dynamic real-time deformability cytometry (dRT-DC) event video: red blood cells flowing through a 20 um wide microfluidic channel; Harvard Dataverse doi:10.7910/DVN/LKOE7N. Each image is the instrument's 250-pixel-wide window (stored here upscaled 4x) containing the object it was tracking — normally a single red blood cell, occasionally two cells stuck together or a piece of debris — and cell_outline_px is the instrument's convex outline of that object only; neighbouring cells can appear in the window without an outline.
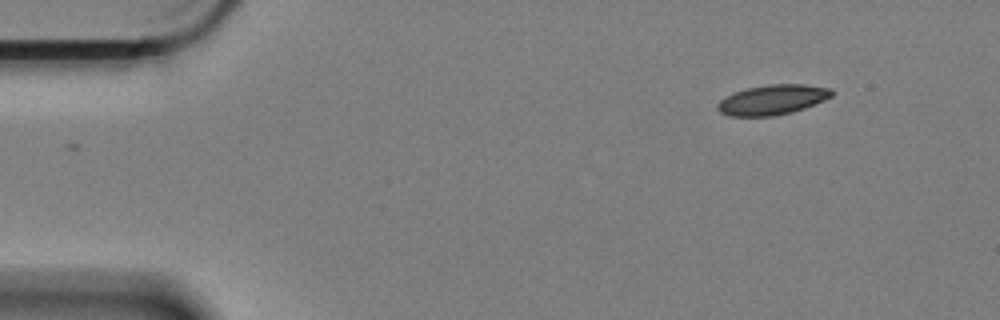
{"species": "Egyptian fruit bat (a non-hibernating species)", "species_latin": "Rousettus aegyptiacus", "temperature_condition": "cold", "stored_images_in_passage": 54, "camera_frame_rate_fps": 3000, "um_per_image_px": 0.085, "animal": {"sex": "female"}, "frame": {"image": 1, "passage_image": 1, "time_ms": 0.0, "image_size_px": [1000, 320], "cell_outline_px": [[832, 96], [824, 100], [804, 108], [792, 112], [772, 116], [728, 116], [720, 112], [716, 108], [716, 104], [720, 100], [736, 92], [748, 88], [768, 84], [804, 84], [832, 88]], "centroid_in_image_um": [65.66, 8.48], "position_along_channel_um": 19.3, "area_um2": 19.83}}
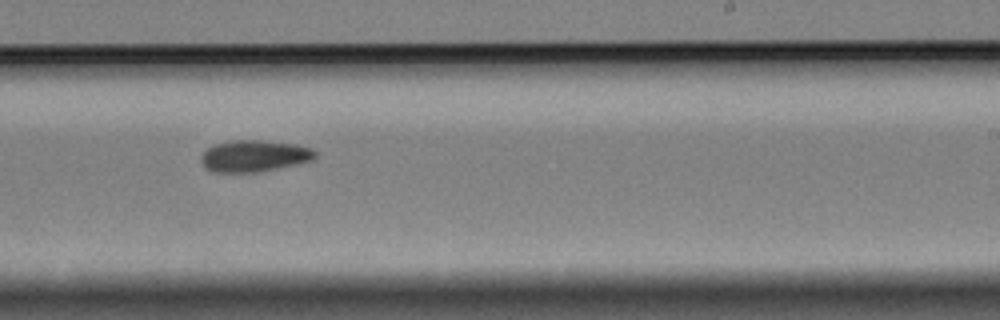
{"frame": {"image": 2, "passage_image": 31, "time_ms": 10.0, "image_size_px": [1000, 320], "cell_outline_px": [[316, 156], [312, 160], [276, 168], [256, 172], [212, 172], [204, 168], [200, 160], [200, 156], [212, 144], [228, 140], [264, 140], [296, 144], [312, 148], [316, 152]], "centroid_in_image_um": [21.55, 13.24], "position_along_channel_um": 267.4, "area_um2": 21.15}}
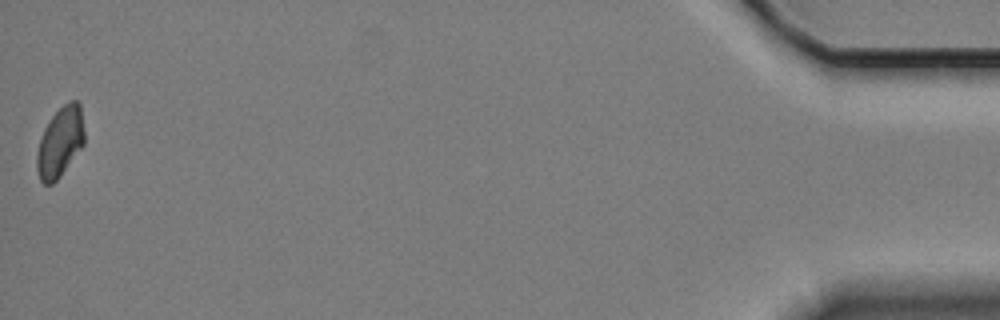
{"frame": {"image": 3, "passage_image": 54, "time_ms": 17.667, "image_size_px": [1000, 320], "cell_outline_px": [[84, 144], [60, 176], [52, 184], [44, 184], [40, 180], [36, 168], [36, 156], [40, 140], [44, 128], [52, 116], [68, 100], [76, 100], [80, 104], [84, 132]], "centroid_in_image_um": [5.1, 12.08], "position_along_channel_um": 430.1, "area_um2": 19.25}, "authors_computed_cell_mechanics": {"area_um2": 20.2589, "velocity_mm_per_s": 3.3345, "shape_relaxation_time_tau1_ms": 9.6346, "shape_relaxation_time_tau2_ms": null, "deformation_change_tau1": 0.1464, "deformation_change_tau2": null}}